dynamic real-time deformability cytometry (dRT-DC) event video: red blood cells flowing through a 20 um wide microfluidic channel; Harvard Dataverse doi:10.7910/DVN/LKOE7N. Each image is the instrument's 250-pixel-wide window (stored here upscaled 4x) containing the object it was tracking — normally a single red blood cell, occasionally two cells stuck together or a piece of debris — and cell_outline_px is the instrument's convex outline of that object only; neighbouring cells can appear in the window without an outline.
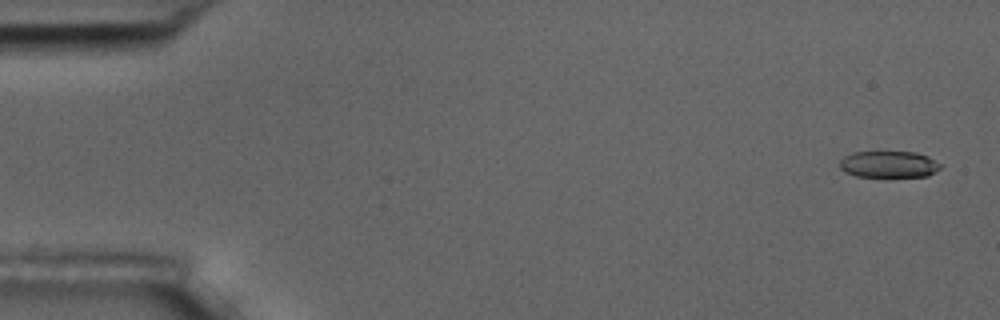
{"species": "common noctule bat (a hibernating species)", "species_latin": "Nyctalus noctula", "temperature_condition": "room temperature", "stored_images_in_passage": 5, "camera_frame_rate_fps": 3000, "um_per_image_px": 0.085, "animal": {"sex": "male", "body_mass_g": 17.5, "forearm_length_mm": 52.3}, "frame": {"image": 1, "passage_image": 1, "time_ms": 0.0, "image_size_px": [1000, 320], "cell_outline_px": [[940, 168], [936, 172], [928, 176], [856, 176], [844, 172], [840, 168], [840, 160], [844, 156], [852, 152], [916, 152], [928, 156], [940, 164]], "centroid_in_image_um": [75.53, 13.96], "position_along_channel_um": 9.5, "area_um2": 15.55}}
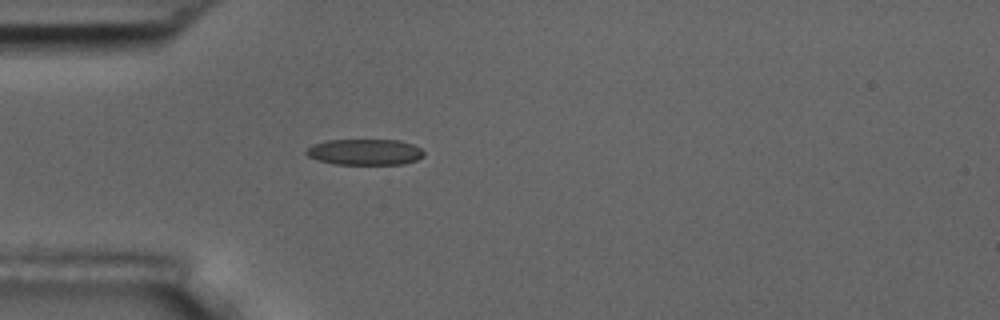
{"frame": {"image": 2, "passage_image": 5, "time_ms": 4.667, "image_size_px": [1000, 320], "cell_outline_px": [[424, 156], [416, 160], [404, 164], [332, 164], [316, 160], [308, 156], [304, 152], [312, 144], [328, 140], [400, 140], [412, 144], [420, 148], [424, 152]], "centroid_in_image_um": [30.99, 12.92], "position_along_channel_um": 54.0, "area_um2": 17.92}}